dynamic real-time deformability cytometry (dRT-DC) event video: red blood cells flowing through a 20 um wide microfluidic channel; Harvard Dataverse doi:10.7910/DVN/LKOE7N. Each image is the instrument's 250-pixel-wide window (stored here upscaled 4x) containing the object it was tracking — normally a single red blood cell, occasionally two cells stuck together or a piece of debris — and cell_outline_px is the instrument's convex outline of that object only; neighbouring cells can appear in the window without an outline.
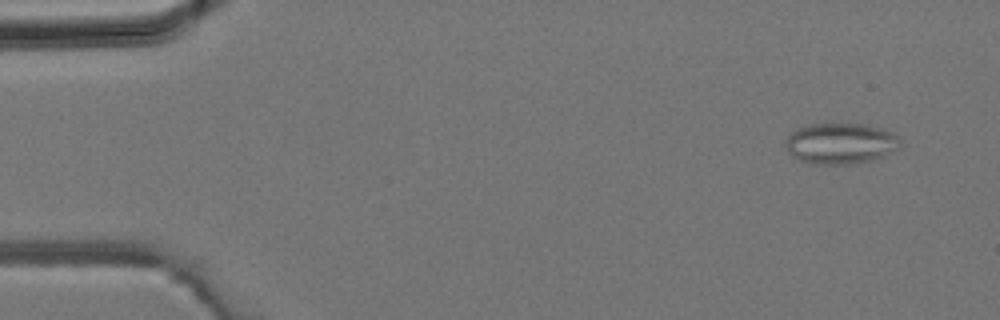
{"species": "common noctule bat (a hibernating species)", "species_latin": "Nyctalus noctula", "temperature_condition": "room temperature", "stored_images_in_passage": 43, "camera_frame_rate_fps": 3000, "um_per_image_px": 0.085, "animal": {"sex": "male", "body_mass_g": 19.2, "forearm_length_mm": 51.8}, "frame": {"image": 1, "passage_image": 3, "time_ms": 0.667, "image_size_px": [1000, 320], "cell_outline_px": [[900, 148], [884, 156], [872, 160], [852, 164], [812, 164], [800, 160], [792, 156], [788, 152], [784, 144], [784, 140], [792, 132], [808, 124], [864, 124], [880, 128], [892, 132], [900, 136]], "centroid_in_image_um": [71.46, 12.2], "position_along_channel_um": 13.5, "area_um2": 27.57}}
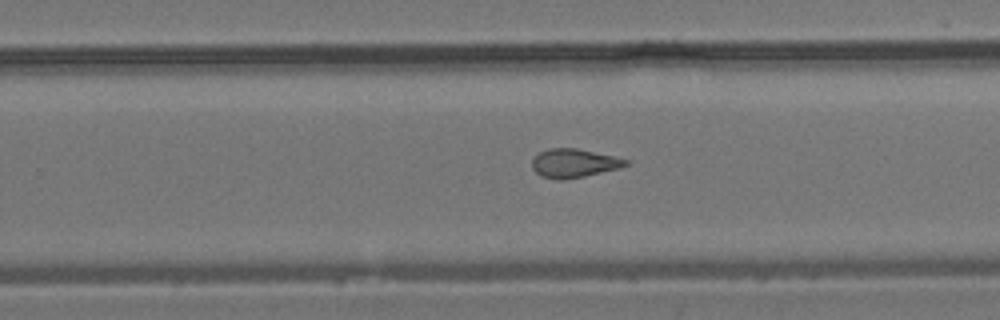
{"frame": {"image": 2, "passage_image": 27, "time_ms": 8.667, "image_size_px": [1000, 320], "cell_outline_px": [[628, 164], [620, 168], [584, 176], [560, 180], [540, 176], [532, 168], [532, 160], [540, 152], [548, 148], [576, 148], [612, 156], [628, 160]], "centroid_in_image_um": [48.76, 13.87], "position_along_channel_um": 281.0, "area_um2": 15.43}}
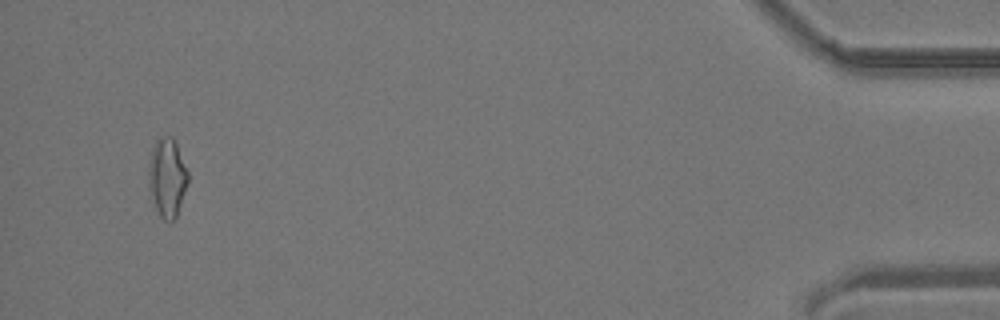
{"frame": {"image": 3, "passage_image": 41, "time_ms": 13.333, "image_size_px": [1000, 320], "cell_outline_px": [[188, 184], [176, 216], [168, 224], [160, 216], [156, 208], [148, 184], [148, 164], [152, 148], [156, 140], [160, 136], [172, 136], [176, 144], [188, 172]], "centroid_in_image_um": [14.2, 15.08], "position_along_channel_um": 421.0, "area_um2": 18.03}}